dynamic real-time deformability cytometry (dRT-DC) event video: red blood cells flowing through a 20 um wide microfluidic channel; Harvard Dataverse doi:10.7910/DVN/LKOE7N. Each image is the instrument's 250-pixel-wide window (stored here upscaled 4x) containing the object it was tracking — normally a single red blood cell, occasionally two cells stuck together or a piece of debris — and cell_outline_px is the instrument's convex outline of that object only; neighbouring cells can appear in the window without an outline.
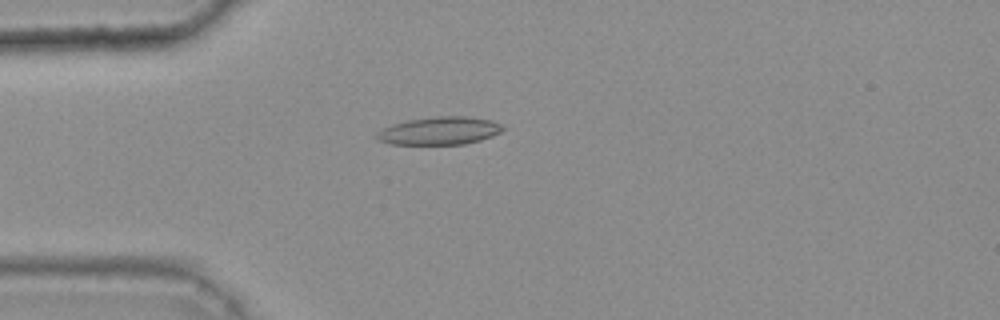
{"species": "common noctule bat (a hibernating species)", "species_latin": "Nyctalus noctula", "temperature_condition": "warm", "stored_images_in_passage": 41, "camera_frame_rate_fps": 3000, "um_per_image_px": 0.085, "animal": {"sex": "female", "body_mass_g": 25.1}, "frame": {"image": 1, "passage_image": 8, "time_ms": 2.333, "image_size_px": [1000, 320], "cell_outline_px": [[504, 128], [500, 132], [492, 136], [480, 140], [464, 144], [388, 144], [380, 140], [376, 136], [376, 132], [392, 124], [408, 120], [436, 116], [468, 116], [492, 120], [500, 124]], "centroid_in_image_um": [37.36, 11.11], "position_along_channel_um": 47.6, "area_um2": 20.4}}
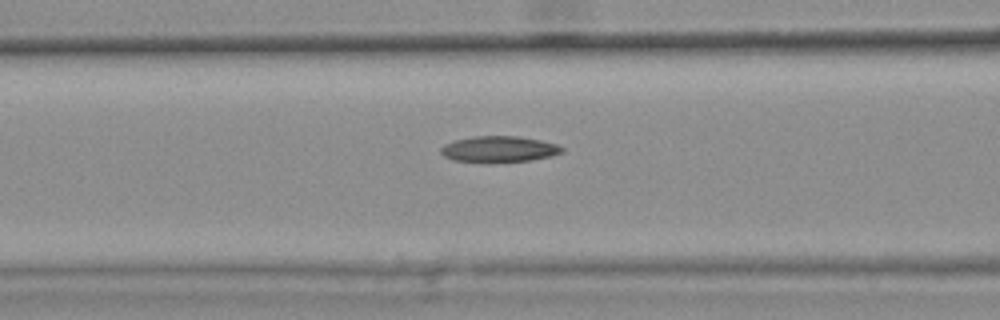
{"frame": {"image": 2, "passage_image": 15, "time_ms": 4.667, "image_size_px": [1000, 320], "cell_outline_px": [[564, 152], [552, 156], [532, 160], [492, 164], [484, 164], [452, 160], [444, 156], [440, 152], [440, 148], [444, 144], [452, 140], [472, 136], [516, 136], [540, 140], [556, 144], [564, 148]], "centroid_in_image_um": [42.37, 12.71], "position_along_channel_um": 124.2, "area_um2": 19.13}}
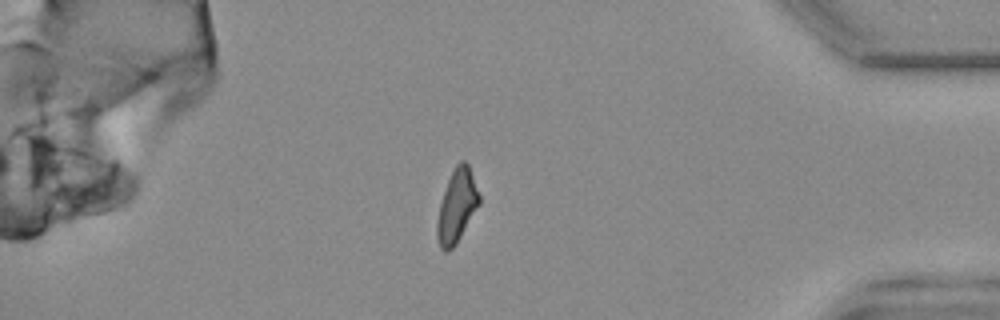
{"frame": {"image": 3, "passage_image": 39, "time_ms": 12.667, "image_size_px": [1000, 320], "cell_outline_px": [[480, 204], [456, 244], [452, 248], [444, 252], [440, 248], [436, 236], [436, 224], [440, 204], [448, 180], [456, 164], [460, 160], [464, 160], [468, 164], [480, 196]], "centroid_in_image_um": [38.83, 17.53], "position_along_channel_um": 396.4, "area_um2": 17.8}, "authors_computed_cell_mechanics": {"area_um2": 18.1492, "velocity_mm_per_s": 3.8085, "shape_relaxation_time_tau1_ms": null, "shape_relaxation_time_tau2_ms": 3.6431, "deformation_change_tau1": null, "deformation_change_tau2": 0.117}}